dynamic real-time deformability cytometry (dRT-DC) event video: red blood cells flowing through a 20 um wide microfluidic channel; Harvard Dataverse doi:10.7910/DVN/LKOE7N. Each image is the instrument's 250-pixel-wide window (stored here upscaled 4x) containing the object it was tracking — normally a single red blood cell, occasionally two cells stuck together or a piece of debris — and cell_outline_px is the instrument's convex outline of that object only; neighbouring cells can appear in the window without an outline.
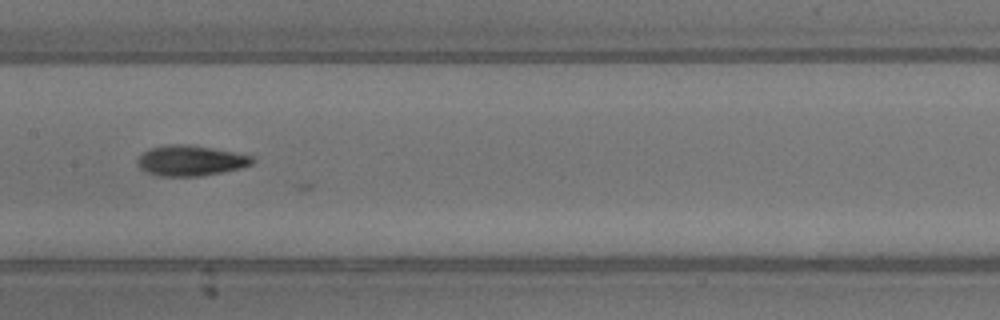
{"species": "common noctule bat (a hibernating species)", "species_latin": "Nyctalus noctula", "temperature_condition": "warm", "stored_images_in_passage": 11, "camera_frame_rate_fps": 3000, "um_per_image_px": 0.085, "animal": {"sex": "male", "body_mass_g": 13.3}, "frame": {"image": 1, "passage_image": 9, "time_ms": 2.667, "image_size_px": [1000, 320], "cell_outline_px": [[256, 160], [252, 164], [244, 168], [200, 176], [160, 176], [148, 172], [140, 168], [136, 160], [148, 148], [168, 144], [188, 144], [236, 152], [252, 156]], "centroid_in_image_um": [16.23, 13.64], "position_along_channel_um": 191.2, "area_um2": 20.52}}